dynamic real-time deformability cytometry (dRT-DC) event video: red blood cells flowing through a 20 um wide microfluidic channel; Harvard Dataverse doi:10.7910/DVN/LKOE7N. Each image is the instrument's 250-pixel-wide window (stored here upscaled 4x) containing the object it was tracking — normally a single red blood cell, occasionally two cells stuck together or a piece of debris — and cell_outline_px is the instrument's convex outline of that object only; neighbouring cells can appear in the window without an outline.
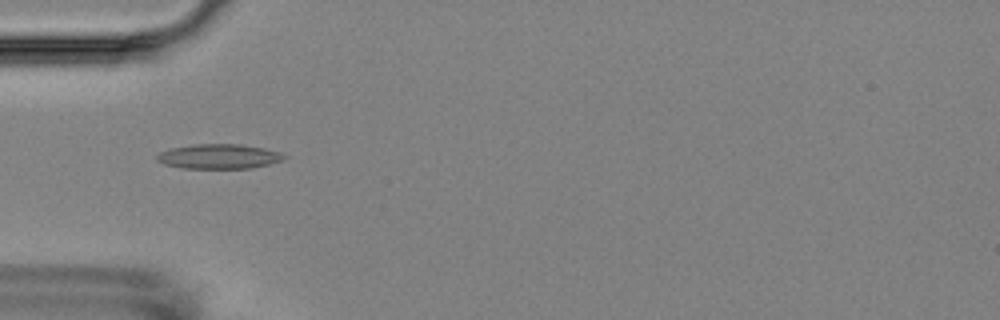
{"species": "Egyptian fruit bat (a non-hibernating species)", "species_latin": "Rousettus aegyptiacus", "temperature_condition": "room temperature", "stored_images_in_passage": 16, "camera_frame_rate_fps": 3000, "um_per_image_px": 0.085, "animal": {"sex": "female"}, "frame": {"image": 1, "passage_image": 5, "time_ms": 4.667, "image_size_px": [1000, 320], "cell_outline_px": [[288, 156], [284, 160], [252, 168], [180, 168], [164, 164], [156, 160], [156, 156], [160, 152], [168, 148], [192, 144], [240, 144], [264, 148], [280, 152]], "centroid_in_image_um": [18.59, 13.29], "position_along_channel_um": 66.4, "area_um2": 18.5}}
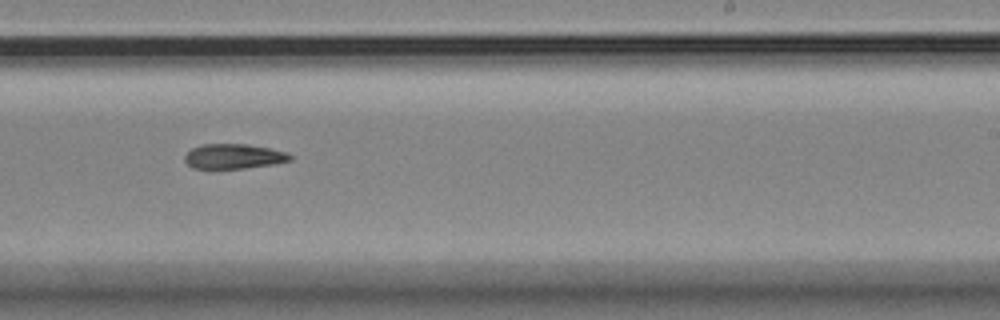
{"frame": {"image": 2, "passage_image": 10, "time_ms": 10.333, "image_size_px": [1000, 320], "cell_outline_px": [[292, 160], [272, 164], [244, 168], [212, 172], [192, 168], [184, 160], [184, 156], [192, 148], [200, 144], [248, 144], [268, 148], [284, 152], [292, 156]], "centroid_in_image_um": [19.76, 13.33], "position_along_channel_um": 269.2, "area_um2": 15.84}}
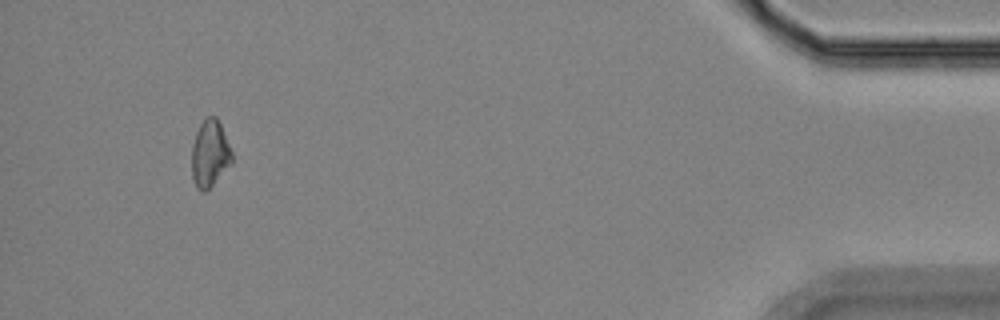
{"frame": {"image": 3, "passage_image": 15, "time_ms": 16.333, "image_size_px": [1000, 320], "cell_outline_px": [[232, 164], [204, 192], [200, 192], [196, 188], [192, 176], [192, 144], [196, 132], [204, 116], [216, 116], [220, 124], [232, 152]], "centroid_in_image_um": [17.82, 13.05], "position_along_channel_um": 417.4, "area_um2": 15.66}, "authors_computed_cell_mechanics": {"area_um2": 15.9817, "velocity_mm_per_s": 3.5743, "shape_relaxation_time_tau1_ms": null, "shape_relaxation_time_tau2_ms": 6.8108, "deformation_change_tau1": null, "deformation_change_tau2": 0.1304}}